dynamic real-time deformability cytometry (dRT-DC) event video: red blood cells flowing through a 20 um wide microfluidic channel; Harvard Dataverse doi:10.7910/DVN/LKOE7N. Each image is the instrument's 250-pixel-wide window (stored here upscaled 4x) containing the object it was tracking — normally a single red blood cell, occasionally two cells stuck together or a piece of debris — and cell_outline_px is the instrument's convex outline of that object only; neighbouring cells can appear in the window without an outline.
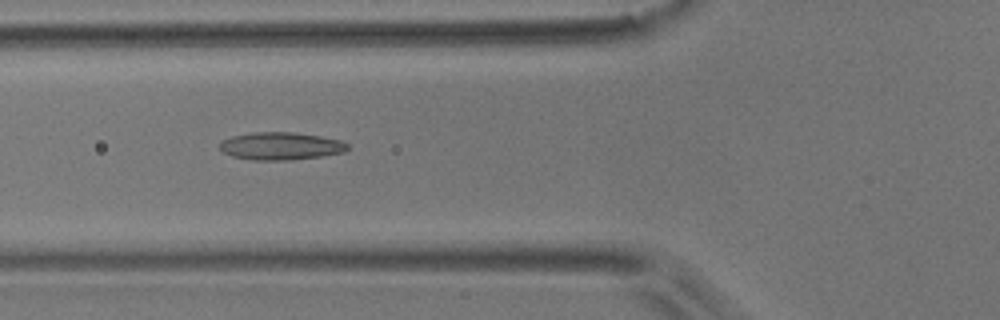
{"species": "common noctule bat (a hibernating species)", "species_latin": "Nyctalus noctula", "temperature_condition": "room temperature", "stored_images_in_passage": 22, "camera_frame_rate_fps": 3000, "um_per_image_px": 0.085, "animal": {"sex": "male", "body_mass_g": 17.9}, "frame": {"image": 1, "passage_image": 19, "time_ms": 6.0, "image_size_px": [1000, 320], "cell_outline_px": [[348, 148], [344, 152], [320, 156], [292, 160], [252, 160], [232, 156], [224, 152], [220, 148], [220, 144], [224, 140], [232, 136], [252, 132], [296, 132], [320, 136], [340, 140], [348, 144]], "centroid_in_image_um": [23.87, 12.41], "position_along_channel_um": 101.9, "area_um2": 20.52}}
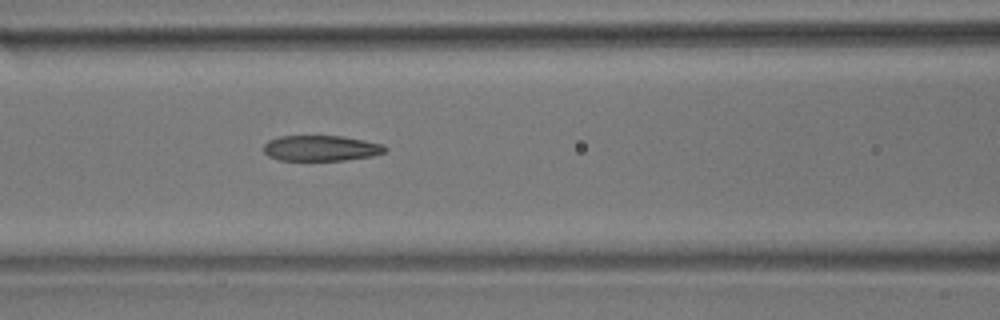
{"frame": {"image": 2, "passage_image": 22, "time_ms": 7.0, "image_size_px": [1000, 320], "cell_outline_px": [[388, 148], [384, 152], [372, 156], [344, 160], [280, 160], [268, 156], [264, 152], [264, 144], [268, 140], [280, 136], [344, 136], [384, 144]], "centroid_in_image_um": [27.29, 12.59], "position_along_channel_um": 139.3, "area_um2": 18.15}}